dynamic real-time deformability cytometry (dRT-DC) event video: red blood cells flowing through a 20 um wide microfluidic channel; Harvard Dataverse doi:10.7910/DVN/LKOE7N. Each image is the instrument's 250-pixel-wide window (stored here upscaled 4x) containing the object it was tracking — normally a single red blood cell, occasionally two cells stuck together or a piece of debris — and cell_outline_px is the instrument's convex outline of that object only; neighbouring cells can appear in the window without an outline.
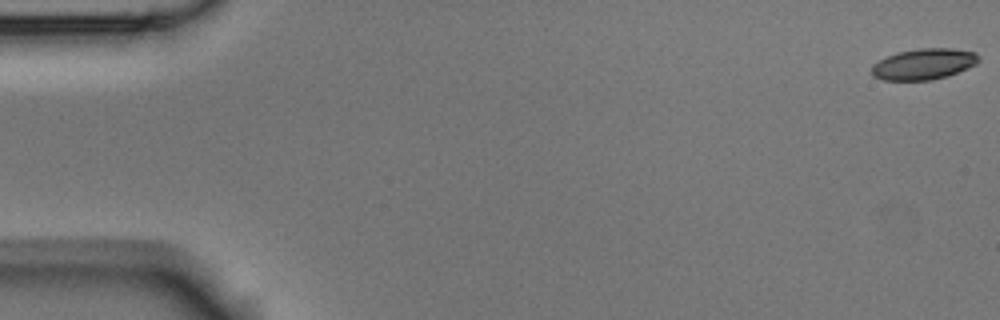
{"species": "Egyptian fruit bat (a non-hibernating species)", "species_latin": "Rousettus aegyptiacus", "temperature_condition": "room temperature", "stored_images_in_passage": 5, "camera_frame_rate_fps": 3000, "um_per_image_px": 0.085, "animal": {"sex": "male"}, "frame": {"image": 1, "passage_image": 1, "time_ms": 0.0, "image_size_px": [1000, 320], "cell_outline_px": [[980, 60], [976, 64], [948, 76], [932, 80], [884, 80], [872, 76], [872, 64], [896, 52], [916, 48], [952, 48], [976, 52], [980, 56]], "centroid_in_image_um": [78.53, 5.44], "position_along_channel_um": 6.5, "area_um2": 19.48}}
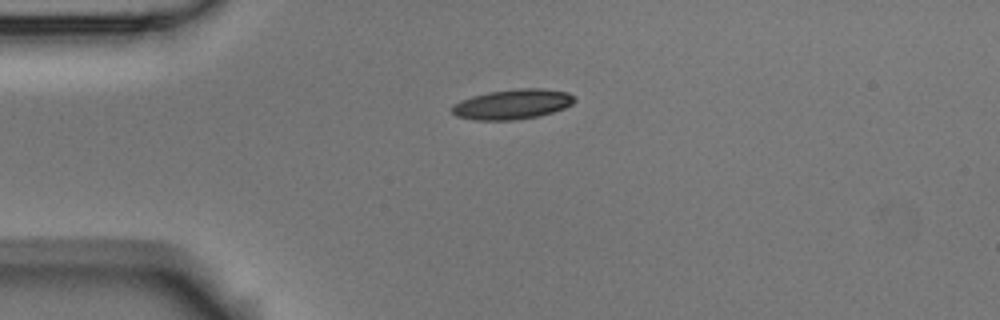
{"frame": {"image": 2, "passage_image": 4, "time_ms": 4.333, "image_size_px": [1000, 320], "cell_outline_px": [[576, 100], [572, 104], [564, 108], [540, 116], [516, 120], [476, 120], [456, 116], [452, 112], [452, 104], [460, 100], [472, 96], [488, 92], [520, 88], [544, 88], [568, 92], [576, 96]], "centroid_in_image_um": [43.58, 8.85], "position_along_channel_um": 41.4, "area_um2": 21.62}}